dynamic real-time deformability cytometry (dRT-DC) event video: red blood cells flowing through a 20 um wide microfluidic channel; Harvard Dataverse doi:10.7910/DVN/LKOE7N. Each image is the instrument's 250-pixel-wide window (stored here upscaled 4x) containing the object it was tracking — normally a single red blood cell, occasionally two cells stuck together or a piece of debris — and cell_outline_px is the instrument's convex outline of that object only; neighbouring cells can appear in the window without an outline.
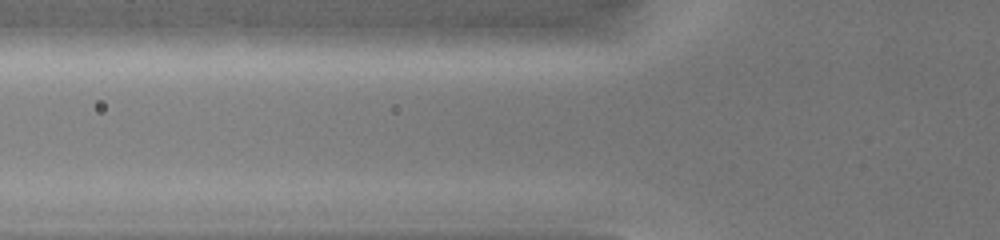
{"species": "common noctule bat (a hibernating species)", "species_latin": "Nyctalus noctula", "temperature_condition": "warm", "stored_images_in_passage": 3, "camera_frame_rate_fps": 3000, "um_per_image_px": 0.085, "animal": {"sex": "female", "body_mass_g": 19.0, "forearm_length_mm": 51.5}, "frame": {"image": 1, "passage_image": 3, "time_ms": 0.333, "image_size_px": [1000, 240], "cell_outline_px": [[596, 44], [552, 48], [448, 48], [440, 44], [448, 32], [472, 24], [580, 24]], "centroid_in_image_um": [43.99, 3.09], "position_along_channel_um": 81.8, "area_um2": 23.64}}